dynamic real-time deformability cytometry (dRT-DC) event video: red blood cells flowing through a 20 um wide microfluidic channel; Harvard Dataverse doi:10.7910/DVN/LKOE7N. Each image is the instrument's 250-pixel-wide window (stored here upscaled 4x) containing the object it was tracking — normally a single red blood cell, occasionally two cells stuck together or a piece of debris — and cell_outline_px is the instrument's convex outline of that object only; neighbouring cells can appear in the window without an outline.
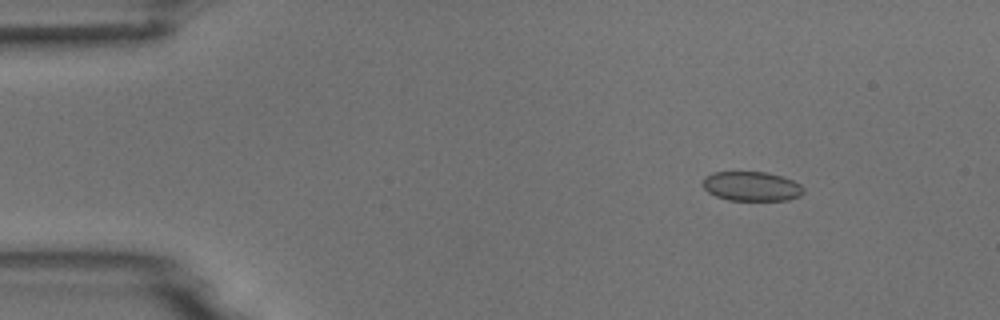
{"species": "common noctule bat (a hibernating species)", "species_latin": "Nyctalus noctula", "temperature_condition": "room temperature", "stored_images_in_passage": 4, "camera_frame_rate_fps": 3000, "um_per_image_px": 0.085, "animal": {"sex": "male", "body_mass_g": 18.8}, "frame": {"image": 1, "passage_image": 2, "time_ms": 1.0, "image_size_px": [1000, 320], "cell_outline_px": [[804, 192], [800, 196], [788, 200], [728, 200], [716, 196], [708, 192], [704, 188], [704, 176], [712, 172], [764, 172], [780, 176], [792, 180], [800, 184], [804, 188]], "centroid_in_image_um": [63.89, 15.84], "position_along_channel_um": 21.1, "area_um2": 17.22}}